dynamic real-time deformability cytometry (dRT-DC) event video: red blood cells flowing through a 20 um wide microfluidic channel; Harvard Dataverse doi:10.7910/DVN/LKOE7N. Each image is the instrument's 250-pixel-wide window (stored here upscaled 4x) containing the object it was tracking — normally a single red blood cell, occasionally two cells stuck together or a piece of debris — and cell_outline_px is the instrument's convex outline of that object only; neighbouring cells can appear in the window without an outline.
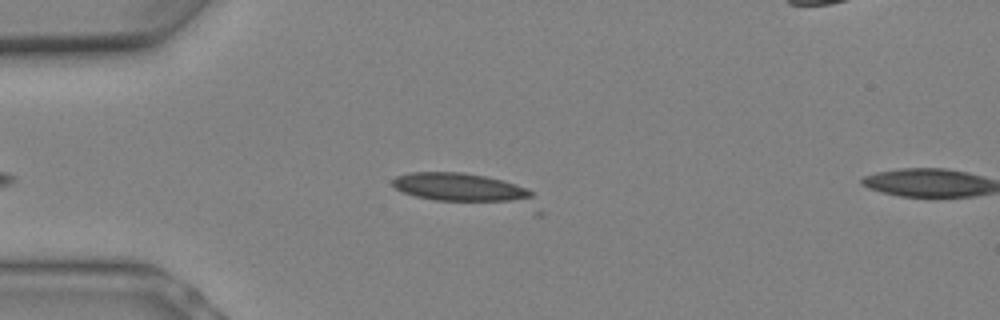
{"species": "Egyptian fruit bat (a non-hibernating species)", "species_latin": "Rousettus aegyptiacus", "temperature_condition": "warm", "stored_images_in_passage": 4, "segment_of_instrument_passage": [1, 2], "camera_frame_rate_fps": 3000, "um_per_image_px": 0.085, "animal": {"sex": "female"}, "frame": {"image": 1, "passage_image": 2, "time_ms": 0.333, "image_size_px": [1000, 320], "cell_outline_px": [[536, 192], [532, 200], [432, 200], [416, 196], [404, 192], [396, 188], [392, 184], [392, 180], [396, 176], [412, 172], [464, 172], [504, 180], [528, 188]], "centroid_in_image_um": [39.1, 15.89], "position_along_channel_um": 45.9, "area_um2": 22.6}}